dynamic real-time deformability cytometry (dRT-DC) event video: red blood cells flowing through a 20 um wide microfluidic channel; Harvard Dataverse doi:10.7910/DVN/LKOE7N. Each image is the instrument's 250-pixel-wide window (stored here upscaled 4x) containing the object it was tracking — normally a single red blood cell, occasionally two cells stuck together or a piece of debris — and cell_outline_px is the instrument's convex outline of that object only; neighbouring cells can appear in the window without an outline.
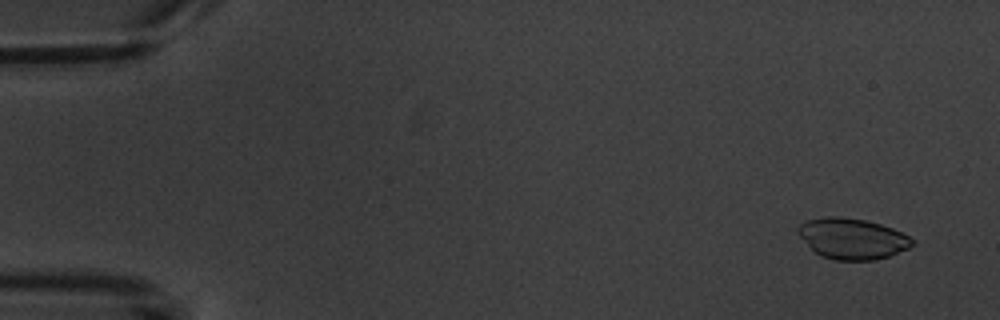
{"species": "common noctule bat (a hibernating species)", "species_latin": "Nyctalus noctula", "temperature_condition": "warm", "stored_images_in_passage": 5, "camera_frame_rate_fps": 3000, "um_per_image_px": 0.085, "animal": {"sex": "male", "body_mass_g": 20.1, "forearm_length_mm": 53.5}, "frame": {"image": 1, "passage_image": 2, "time_ms": 1.0, "image_size_px": [1000, 320], "cell_outline_px": [[916, 244], [908, 248], [888, 256], [876, 260], [836, 260], [820, 256], [796, 232], [796, 228], [804, 220], [828, 216], [840, 216], [864, 220], [880, 224], [892, 228], [916, 240]], "centroid_in_image_um": [72.44, 20.27], "position_along_channel_um": 12.6, "area_um2": 27.17}}